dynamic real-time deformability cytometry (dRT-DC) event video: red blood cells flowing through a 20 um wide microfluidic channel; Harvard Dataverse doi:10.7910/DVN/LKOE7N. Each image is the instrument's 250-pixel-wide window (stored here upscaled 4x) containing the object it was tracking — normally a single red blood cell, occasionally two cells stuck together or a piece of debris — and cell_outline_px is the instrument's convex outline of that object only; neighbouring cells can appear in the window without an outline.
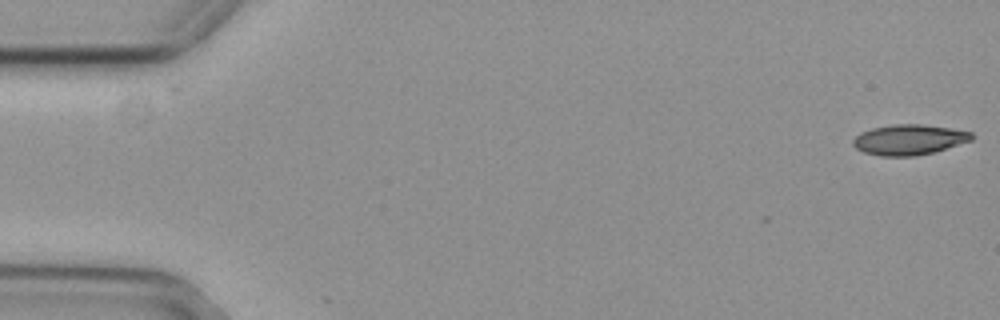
{"species": "common noctule bat (a hibernating species)", "species_latin": "Nyctalus noctula", "temperature_condition": "cold", "stored_images_in_passage": 26, "camera_frame_rate_fps": 3000, "um_per_image_px": 0.085, "animal": {"sex": "female", "body_mass_g": 29.2, "forearm_length_mm": 56.3}, "frame": {"image": 1, "passage_image": 1, "time_ms": 0.0, "image_size_px": [1000, 320], "cell_outline_px": [[972, 140], [932, 152], [916, 156], [880, 156], [864, 152], [856, 148], [852, 144], [852, 140], [860, 132], [872, 128], [892, 124], [920, 124], [948, 128], [972, 132]], "centroid_in_image_um": [77.21, 11.87], "position_along_channel_um": 7.8, "area_um2": 20.81}}
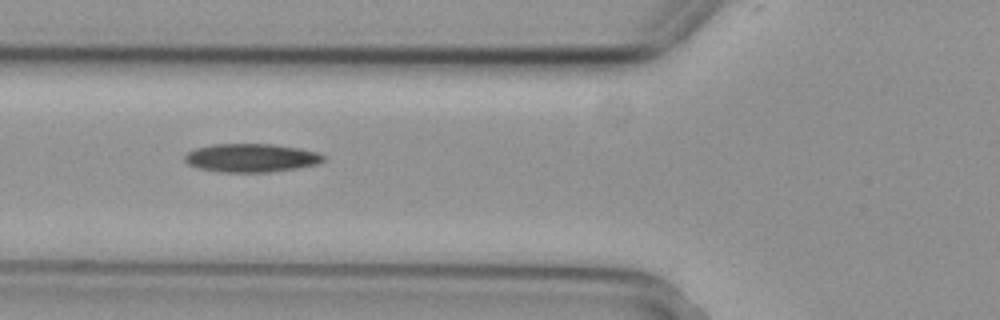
{"frame": {"image": 2, "passage_image": 20, "time_ms": 6.333, "image_size_px": [1000, 320], "cell_outline_px": [[324, 160], [320, 164], [300, 168], [272, 172], [220, 172], [200, 168], [188, 164], [184, 160], [184, 156], [188, 152], [196, 148], [212, 144], [272, 144], [300, 148], [316, 152], [324, 156]], "centroid_in_image_um": [21.38, 13.42], "position_along_channel_um": 104.4, "area_um2": 23.12}}
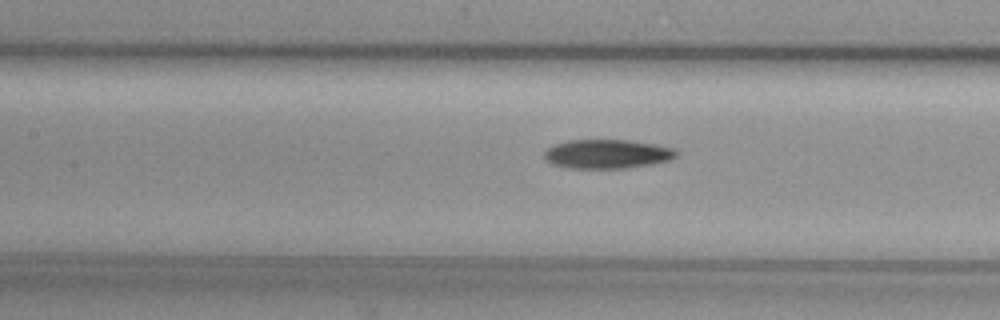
{"frame": {"image": 3, "passage_image": 24, "time_ms": 7.667, "image_size_px": [1000, 320], "cell_outline_px": [[676, 156], [668, 160], [652, 164], [628, 168], [564, 168], [552, 164], [544, 156], [544, 152], [552, 144], [568, 140], [632, 140], [656, 144], [672, 148], [676, 152]], "centroid_in_image_um": [51.57, 13.08], "position_along_channel_um": 155.8, "area_um2": 22.43}}